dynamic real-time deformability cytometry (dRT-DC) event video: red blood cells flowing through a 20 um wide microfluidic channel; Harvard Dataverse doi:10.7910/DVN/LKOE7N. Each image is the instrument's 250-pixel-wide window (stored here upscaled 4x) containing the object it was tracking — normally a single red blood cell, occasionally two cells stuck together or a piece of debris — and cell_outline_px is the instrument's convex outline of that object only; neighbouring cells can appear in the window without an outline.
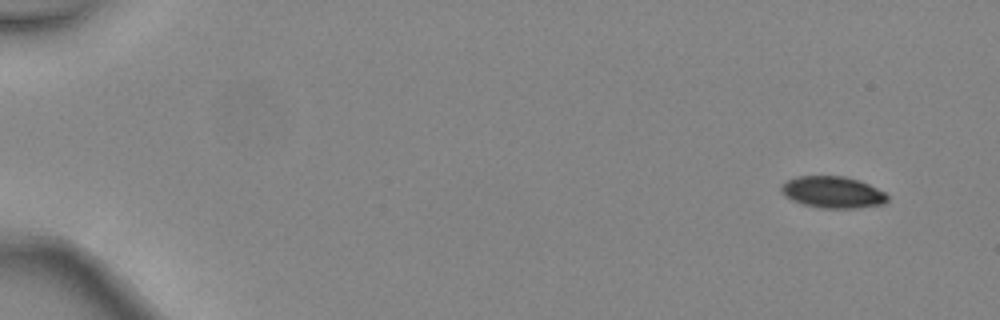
{"species": "common noctule bat (a hibernating species)", "species_latin": "Nyctalus noctula", "temperature_condition": "warm", "stored_images_in_passage": 5, "camera_frame_rate_fps": 3000, "um_per_image_px": 0.085, "animal": {"sex": "female", "body_mass_g": 24.6, "forearm_length_mm": 56.2}, "frame": {"image": 1, "passage_image": 1, "time_ms": 0.0, "image_size_px": [1000, 320], "cell_outline_px": [[888, 200], [884, 204], [856, 208], [820, 208], [804, 204], [792, 200], [784, 196], [780, 192], [780, 188], [788, 180], [796, 176], [844, 176], [868, 184], [884, 192], [888, 196]], "centroid_in_image_um": [70.76, 16.34], "position_along_channel_um": 14.2, "area_um2": 19.48}}
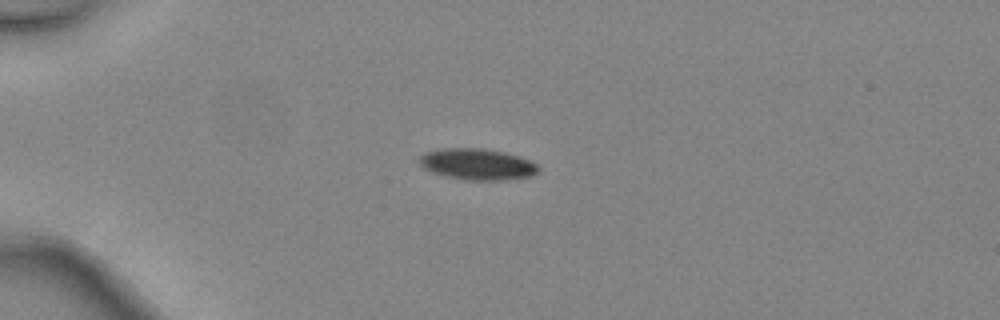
{"frame": {"image": 2, "passage_image": 3, "time_ms": 0.667, "image_size_px": [1000, 320], "cell_outline_px": [[540, 168], [532, 176], [504, 180], [464, 180], [432, 172], [424, 168], [420, 164], [420, 156], [424, 152], [440, 148], [484, 148], [504, 152], [520, 156], [536, 164]], "centroid_in_image_um": [40.57, 13.95], "position_along_channel_um": 44.4, "area_um2": 21.68}}
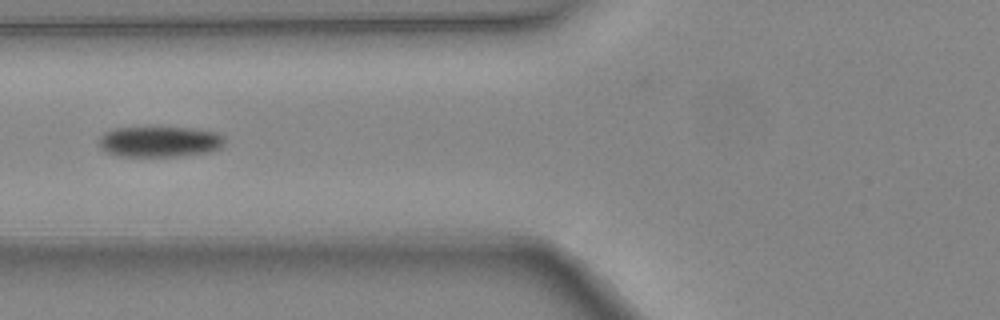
{"frame": {"image": 3, "passage_image": 5, "time_ms": 1.333, "image_size_px": [1000, 320], "cell_outline_px": [[224, 144], [220, 148], [212, 152], [180, 156], [116, 156], [104, 152], [100, 148], [100, 136], [104, 132], [112, 128], [152, 124], [192, 128], [216, 132], [224, 136]], "centroid_in_image_um": [13.54, 11.99], "position_along_channel_um": 112.3, "area_um2": 23.81}}